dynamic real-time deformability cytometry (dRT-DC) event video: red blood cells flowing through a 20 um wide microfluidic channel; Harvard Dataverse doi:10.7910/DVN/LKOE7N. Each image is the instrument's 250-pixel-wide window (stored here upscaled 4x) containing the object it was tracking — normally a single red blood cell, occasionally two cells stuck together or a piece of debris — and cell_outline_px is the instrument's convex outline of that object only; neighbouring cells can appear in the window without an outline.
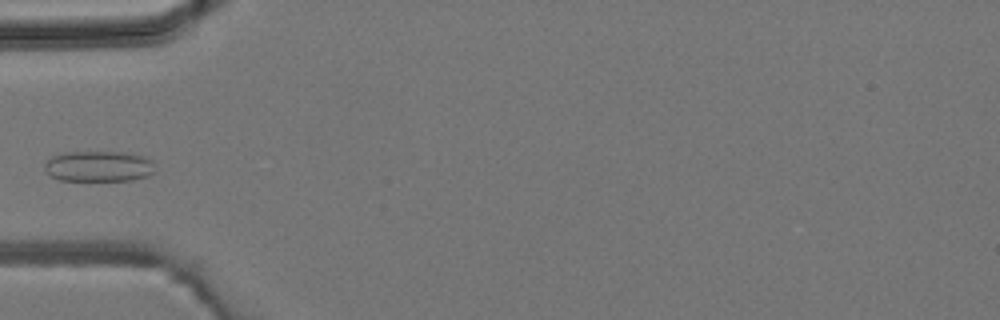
{"species": "common noctule bat (a hibernating species)", "species_latin": "Nyctalus noctula", "temperature_condition": "room temperature", "stored_images_in_passage": 4, "camera_frame_rate_fps": 3000, "um_per_image_px": 0.085, "animal": {"sex": "male", "body_mass_g": 19.2, "forearm_length_mm": 51.8}, "frame": {"image": 1, "passage_image": 4, "time_ms": 5.0, "image_size_px": [1000, 320], "cell_outline_px": [[152, 172], [148, 176], [132, 180], [60, 180], [48, 176], [44, 168], [44, 164], [52, 156], [64, 152], [120, 152], [144, 156], [152, 160]], "centroid_in_image_um": [8.33, 14.13], "position_along_channel_um": 76.7, "area_um2": 19.71}}